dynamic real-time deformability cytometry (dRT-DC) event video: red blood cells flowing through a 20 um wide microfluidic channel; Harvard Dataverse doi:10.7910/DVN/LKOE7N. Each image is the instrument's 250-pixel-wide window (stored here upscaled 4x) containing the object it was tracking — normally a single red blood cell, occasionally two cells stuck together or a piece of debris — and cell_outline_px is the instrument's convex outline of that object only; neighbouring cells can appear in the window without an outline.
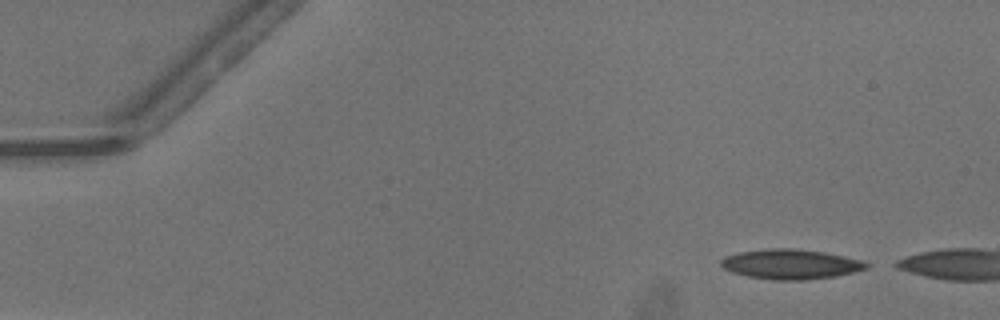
{"species": "common noctule bat (a hibernating species)", "species_latin": "Nyctalus noctula", "temperature_condition": "warm", "stored_images_in_passage": 4, "camera_frame_rate_fps": 3000, "um_per_image_px": 0.085, "animal": {"sex": "male", "body_mass_g": 13.3}, "frame": {"image": 1, "passage_image": 1, "time_ms": 0.0, "image_size_px": [1000, 320], "cell_outline_px": [[868, 268], [836, 276], [804, 280], [776, 280], [748, 276], [732, 272], [724, 268], [720, 264], [720, 260], [724, 256], [740, 252], [768, 248], [792, 248], [824, 252], [860, 260], [868, 264]], "centroid_in_image_um": [67.17, 22.45], "position_along_channel_um": 17.8, "area_um2": 25.09}}